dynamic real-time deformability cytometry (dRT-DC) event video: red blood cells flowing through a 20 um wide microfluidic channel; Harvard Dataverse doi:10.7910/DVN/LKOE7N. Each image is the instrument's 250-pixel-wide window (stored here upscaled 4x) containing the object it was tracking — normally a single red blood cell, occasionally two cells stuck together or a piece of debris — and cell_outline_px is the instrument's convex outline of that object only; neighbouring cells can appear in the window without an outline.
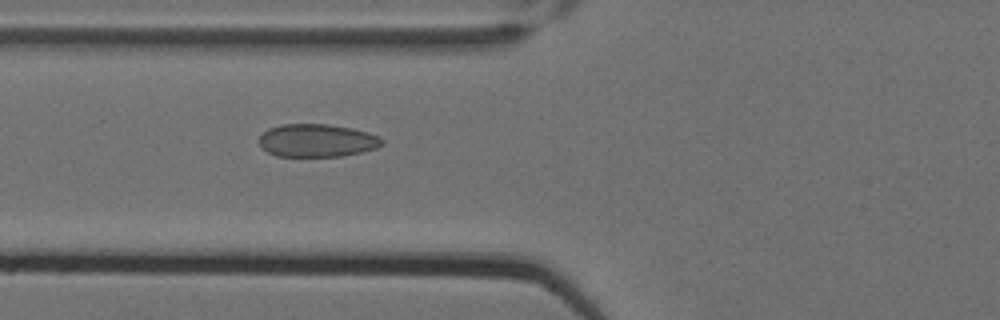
{"species": "Egyptian fruit bat (a non-hibernating species)", "species_latin": "Rousettus aegyptiacus", "temperature_condition": "cold", "stored_images_in_passage": 7, "camera_frame_rate_fps": 3000, "um_per_image_px": 0.085, "animal": {"sex": "female"}, "frame": {"image": 1, "passage_image": 7, "time_ms": 2.0, "image_size_px": [1000, 320], "cell_outline_px": [[384, 144], [376, 148], [344, 156], [276, 156], [260, 148], [260, 136], [268, 128], [280, 124], [328, 124], [352, 128], [368, 132], [380, 136], [384, 140]], "centroid_in_image_um": [26.95, 11.94], "position_along_channel_um": 98.8, "area_um2": 23.76}}